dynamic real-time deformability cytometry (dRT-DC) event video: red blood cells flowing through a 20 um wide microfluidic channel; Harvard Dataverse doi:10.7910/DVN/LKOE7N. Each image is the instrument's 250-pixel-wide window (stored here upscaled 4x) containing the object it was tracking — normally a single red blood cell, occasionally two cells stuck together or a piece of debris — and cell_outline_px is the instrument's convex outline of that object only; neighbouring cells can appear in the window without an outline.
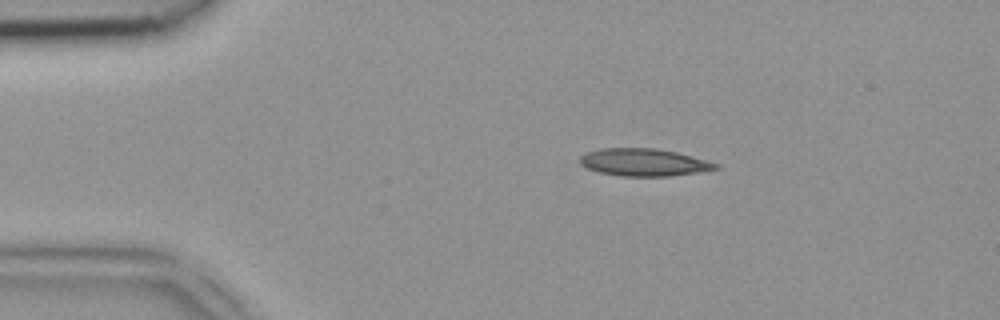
{"species": "common noctule bat (a hibernating species)", "species_latin": "Nyctalus noctula", "temperature_condition": "room temperature", "stored_images_in_passage": 45, "camera_frame_rate_fps": 3000, "um_per_image_px": 0.085, "animal": {"sex": "female", "body_mass_g": 18.4}, "frame": {"image": 1, "passage_image": 7, "time_ms": 2.0, "image_size_px": [1000, 320], "cell_outline_px": [[720, 168], [696, 172], [668, 176], [620, 176], [600, 172], [588, 168], [580, 164], [580, 156], [588, 152], [600, 148], [656, 148], [676, 152], [720, 164]], "centroid_in_image_um": [54.72, 13.79], "position_along_channel_um": 30.3, "area_um2": 21.5}}
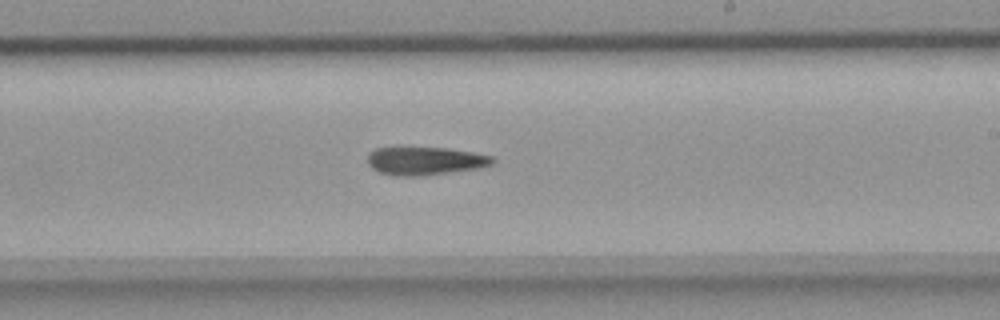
{"frame": {"image": 2, "passage_image": 26, "time_ms": 8.333, "image_size_px": [1000, 320], "cell_outline_px": [[496, 160], [492, 164], [476, 168], [416, 176], [396, 176], [380, 172], [372, 168], [368, 164], [368, 152], [376, 148], [396, 144], [400, 144], [448, 148], [472, 152], [492, 156]], "centroid_in_image_um": [36.03, 13.61], "position_along_channel_um": 253.0, "area_um2": 21.21}}
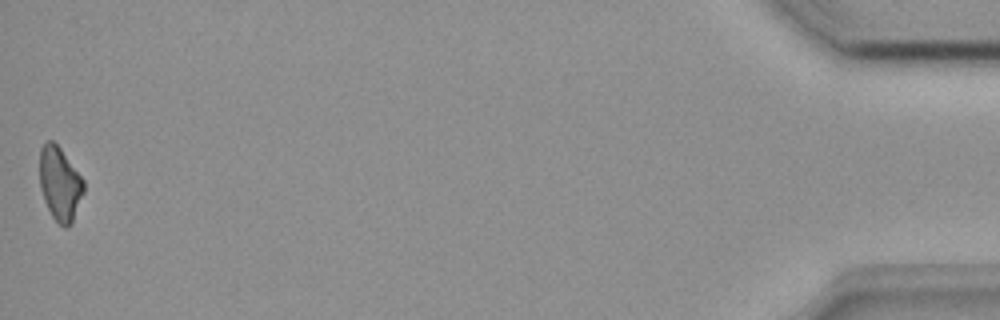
{"frame": {"image": 3, "passage_image": 45, "time_ms": 14.667, "image_size_px": [1000, 320], "cell_outline_px": [[84, 192], [72, 224], [64, 228], [52, 216], [44, 200], [40, 188], [40, 148], [48, 140], [52, 140], [60, 148], [84, 180]], "centroid_in_image_um": [5.09, 15.63], "position_along_channel_um": 430.1, "area_um2": 18.84}}